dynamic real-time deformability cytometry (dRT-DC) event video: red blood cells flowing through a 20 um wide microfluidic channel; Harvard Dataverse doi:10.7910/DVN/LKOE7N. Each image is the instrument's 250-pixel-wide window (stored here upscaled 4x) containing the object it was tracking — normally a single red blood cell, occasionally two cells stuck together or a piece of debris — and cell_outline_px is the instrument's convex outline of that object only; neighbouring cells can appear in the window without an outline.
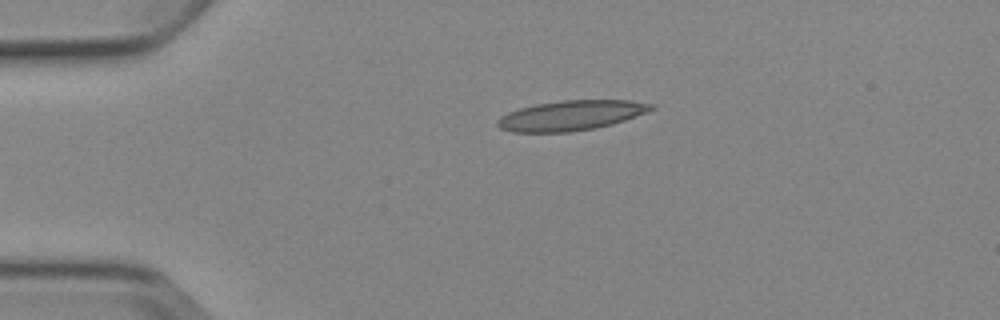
{"species": "Egyptian fruit bat (a non-hibernating species)", "species_latin": "Rousettus aegyptiacus", "temperature_condition": "cold", "stored_images_in_passage": 3, "camera_frame_rate_fps": 3000, "um_per_image_px": 0.085, "animal": {"sex": "female"}, "frame": {"image": 1, "passage_image": 3, "time_ms": 3.333, "image_size_px": [1000, 320], "cell_outline_px": [[656, 108], [624, 120], [612, 124], [596, 128], [568, 132], [512, 132], [500, 128], [496, 124], [496, 120], [500, 116], [508, 112], [520, 108], [536, 104], [560, 100], [628, 100], [656, 104]], "centroid_in_image_um": [48.52, 9.81], "position_along_channel_um": 36.5, "area_um2": 26.88}}